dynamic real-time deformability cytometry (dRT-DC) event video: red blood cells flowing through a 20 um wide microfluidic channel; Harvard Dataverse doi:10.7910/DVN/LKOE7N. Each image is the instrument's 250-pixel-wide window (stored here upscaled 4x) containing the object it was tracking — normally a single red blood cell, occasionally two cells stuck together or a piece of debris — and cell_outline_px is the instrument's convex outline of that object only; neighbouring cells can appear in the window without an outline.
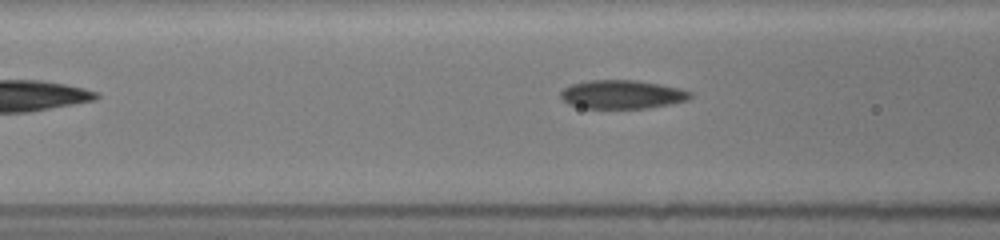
{"species": "common noctule bat (a hibernating species)", "species_latin": "Nyctalus noctula", "temperature_condition": "room temperature", "stored_images_in_passage": 6, "camera_frame_rate_fps": 3000, "um_per_image_px": 0.085, "animal": {"sex": "female", "body_mass_g": 19.5, "forearm_length_mm": 54.1}, "frame": {"image": 1, "passage_image": 6, "time_ms": 3.0, "image_size_px": [1000, 240], "cell_outline_px": [[692, 96], [688, 100], [672, 104], [648, 108], [584, 108], [568, 104], [560, 96], [560, 92], [564, 88], [572, 84], [588, 80], [636, 80], [660, 84], [680, 88], [692, 92]], "centroid_in_image_um": [52.9, 8.02], "position_along_channel_um": 113.7, "area_um2": 21.73}}